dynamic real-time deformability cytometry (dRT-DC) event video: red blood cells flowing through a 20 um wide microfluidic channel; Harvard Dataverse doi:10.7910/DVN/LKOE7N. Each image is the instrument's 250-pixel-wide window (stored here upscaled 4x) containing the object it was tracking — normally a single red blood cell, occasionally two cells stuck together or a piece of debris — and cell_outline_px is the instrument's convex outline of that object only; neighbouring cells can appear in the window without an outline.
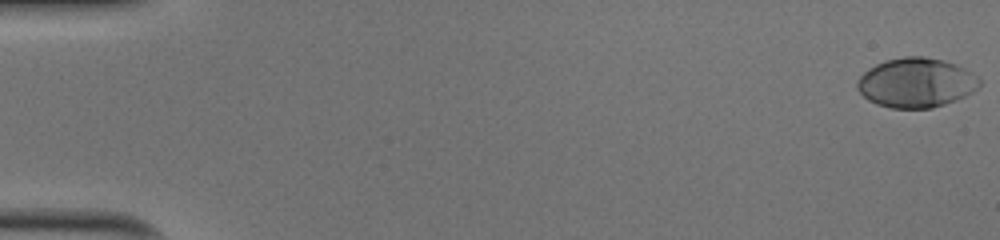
{"species": "human", "species_latin": "Homo sapiens", "temperature_condition": "cold", "stored_images_in_passage": 52, "camera_frame_rate_fps": 3000, "um_per_image_px": 0.085, "donor": {"sex": "male"}, "frame": {"image": 1, "passage_image": 1, "time_ms": 0.0, "image_size_px": [1000, 240], "cell_outline_px": [[980, 84], [972, 92], [956, 100], [932, 108], [892, 108], [876, 104], [868, 100], [856, 88], [856, 84], [860, 76], [868, 68], [884, 60], [904, 56], [924, 56], [956, 64], [972, 72], [980, 80]], "centroid_in_image_um": [77.84, 7.02], "position_along_channel_um": 7.2, "area_um2": 35.26}}
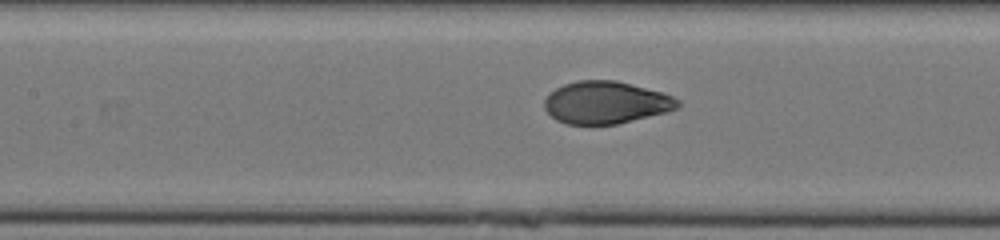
{"frame": {"image": 2, "passage_image": 25, "time_ms": 8.0, "image_size_px": [1000, 240], "cell_outline_px": [[680, 108], [668, 112], [616, 124], [568, 124], [556, 120], [544, 108], [544, 100], [556, 88], [564, 84], [576, 80], [616, 80], [660, 92], [672, 96], [680, 100]], "centroid_in_image_um": [51.52, 8.71], "position_along_channel_um": 155.9, "area_um2": 32.83}}
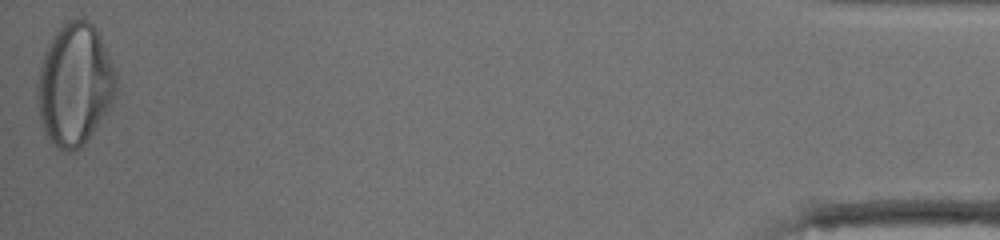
{"frame": {"image": 3, "passage_image": 52, "time_ms": 17.0, "image_size_px": [1000, 240], "cell_outline_px": [[116, 96], [112, 108], [84, 144], [80, 148], [72, 152], [68, 152], [56, 148], [48, 140], [44, 132], [40, 120], [36, 96], [40, 68], [44, 52], [52, 36], [68, 20], [88, 20], [96, 28], [100, 36], [116, 72]], "centroid_in_image_um": [6.36, 7.25], "position_along_channel_um": 428.8, "area_um2": 56.41}, "authors_computed_cell_mechanics": {"area_um2": 34.102, "velocity_mm_per_s": 4.014, "shape_relaxation_time_tau1_ms": 4.1154, "shape_relaxation_time_tau2_ms": null, "deformation_change_tau1": 0.2065, "deformation_change_tau2": null}}